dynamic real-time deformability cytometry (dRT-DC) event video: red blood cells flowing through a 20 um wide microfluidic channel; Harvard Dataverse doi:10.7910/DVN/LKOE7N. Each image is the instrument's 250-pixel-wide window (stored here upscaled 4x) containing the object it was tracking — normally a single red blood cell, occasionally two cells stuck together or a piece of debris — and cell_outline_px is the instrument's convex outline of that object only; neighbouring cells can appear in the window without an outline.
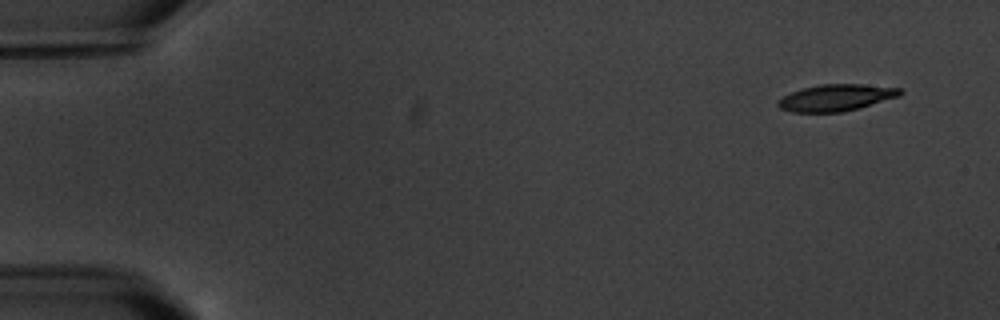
{"species": "common noctule bat (a hibernating species)", "species_latin": "Nyctalus noctula", "temperature_condition": "warm", "stored_images_in_passage": 6, "segment_of_instrument_passage": [1, 2], "camera_frame_rate_fps": 3000, "um_per_image_px": 0.085, "animal": {"sex": "male", "body_mass_g": 20.1, "forearm_length_mm": 53.5}, "frame": {"image": 1, "passage_image": 1, "time_ms": 0.0, "image_size_px": [1000, 320], "cell_outline_px": [[904, 92], [900, 96], [844, 112], [792, 112], [780, 108], [776, 104], [776, 100], [792, 92], [804, 88], [820, 84], [864, 84], [900, 88]], "centroid_in_image_um": [71.07, 8.3], "position_along_channel_um": 13.9, "area_um2": 18.96}}